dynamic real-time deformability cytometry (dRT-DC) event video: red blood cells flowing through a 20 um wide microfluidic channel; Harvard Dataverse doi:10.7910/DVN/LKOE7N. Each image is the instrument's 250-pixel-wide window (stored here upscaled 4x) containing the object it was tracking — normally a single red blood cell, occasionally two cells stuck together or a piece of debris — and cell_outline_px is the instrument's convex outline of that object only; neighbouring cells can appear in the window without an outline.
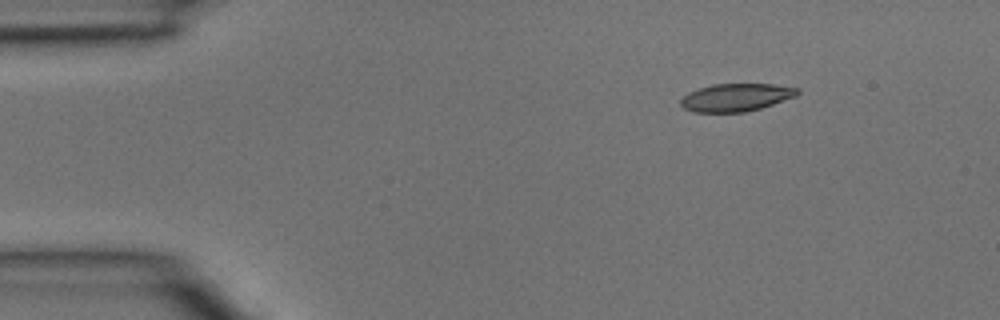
{"species": "common noctule bat (a hibernating species)", "species_latin": "Nyctalus noctula", "temperature_condition": "room temperature", "stored_images_in_passage": 3, "camera_frame_rate_fps": 3000, "um_per_image_px": 0.085, "animal": {"sex": "male", "body_mass_g": 15.6}, "frame": {"image": 1, "passage_image": 1, "time_ms": 0.0, "image_size_px": [1000, 320], "cell_outline_px": [[800, 92], [796, 96], [760, 108], [744, 112], [692, 112], [684, 108], [680, 104], [680, 100], [688, 92], [712, 84], [772, 84], [800, 88]], "centroid_in_image_um": [62.56, 8.27], "position_along_channel_um": 22.4, "area_um2": 18.84}}
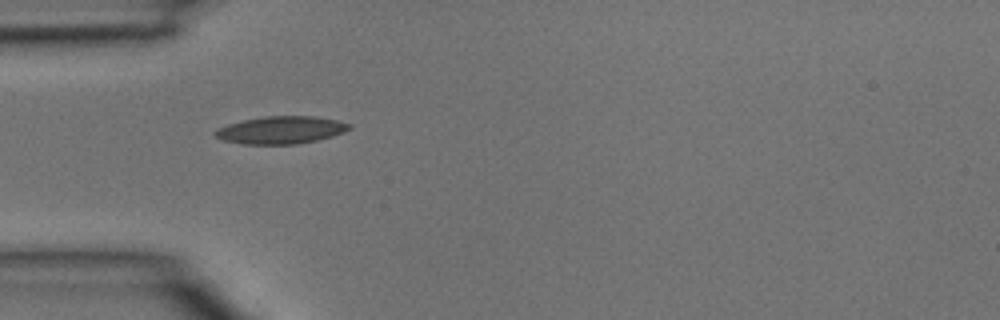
{"frame": {"image": 2, "passage_image": 3, "time_ms": 0.667, "image_size_px": [1000, 320], "cell_outline_px": [[352, 128], [344, 132], [332, 136], [316, 140], [296, 144], [244, 144], [224, 140], [216, 136], [212, 132], [216, 128], [228, 124], [244, 120], [264, 116], [312, 116], [336, 120], [352, 124]], "centroid_in_image_um": [23.88, 11.05], "position_along_channel_um": 61.1, "area_um2": 21.44}}